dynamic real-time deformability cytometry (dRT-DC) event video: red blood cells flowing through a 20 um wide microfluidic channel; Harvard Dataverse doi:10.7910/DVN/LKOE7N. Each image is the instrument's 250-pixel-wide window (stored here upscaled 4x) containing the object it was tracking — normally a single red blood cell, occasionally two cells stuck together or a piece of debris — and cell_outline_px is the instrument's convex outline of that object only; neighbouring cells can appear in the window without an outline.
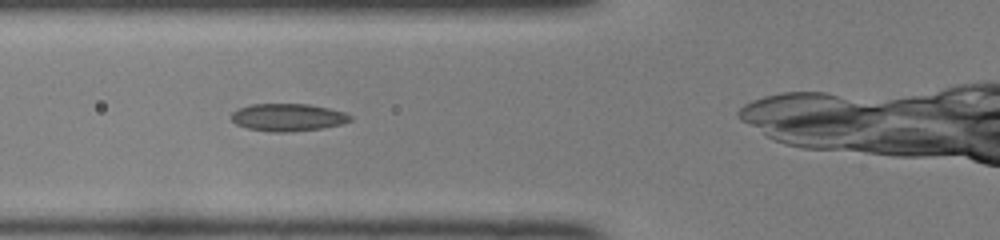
{"species": "common noctule bat (a hibernating species)", "species_latin": "Nyctalus noctula", "temperature_condition": "room temperature", "stored_images_in_passage": 27, "camera_frame_rate_fps": 3000, "um_per_image_px": 0.085, "animal": {"sex": "female", "body_mass_g": 22.0, "forearm_length_mm": 56.7}, "frame": {"image": 1, "passage_image": 9, "time_ms": 2.667, "image_size_px": [1000, 240], "cell_outline_px": [[352, 120], [340, 124], [324, 128], [292, 132], [272, 132], [248, 128], [236, 124], [232, 120], [232, 112], [240, 108], [252, 104], [308, 104], [328, 108], [344, 112], [352, 116]], "centroid_in_image_um": [24.49, 9.98], "position_along_channel_um": 101.3, "area_um2": 19.02}}
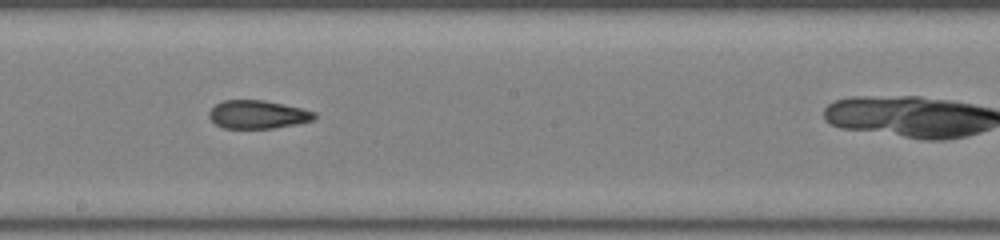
{"frame": {"image": 2, "passage_image": 18, "time_ms": 5.667, "image_size_px": [1000, 240], "cell_outline_px": [[316, 120], [296, 124], [272, 128], [224, 128], [216, 124], [208, 116], [208, 112], [216, 104], [224, 100], [264, 100], [300, 108], [316, 112]], "centroid_in_image_um": [21.92, 9.73], "position_along_channel_um": 226.3, "area_um2": 17.28}}
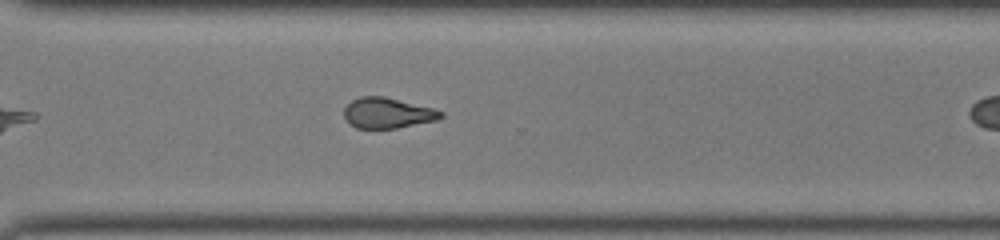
{"frame": {"image": 3, "passage_image": 26, "time_ms": 8.333, "image_size_px": [1000, 240], "cell_outline_px": [[444, 116], [440, 120], [396, 128], [356, 128], [348, 124], [344, 116], [344, 108], [352, 100], [360, 96], [384, 96], [432, 108], [444, 112]], "centroid_in_image_um": [32.95, 9.61], "position_along_channel_um": 337.7, "area_um2": 17.34}}